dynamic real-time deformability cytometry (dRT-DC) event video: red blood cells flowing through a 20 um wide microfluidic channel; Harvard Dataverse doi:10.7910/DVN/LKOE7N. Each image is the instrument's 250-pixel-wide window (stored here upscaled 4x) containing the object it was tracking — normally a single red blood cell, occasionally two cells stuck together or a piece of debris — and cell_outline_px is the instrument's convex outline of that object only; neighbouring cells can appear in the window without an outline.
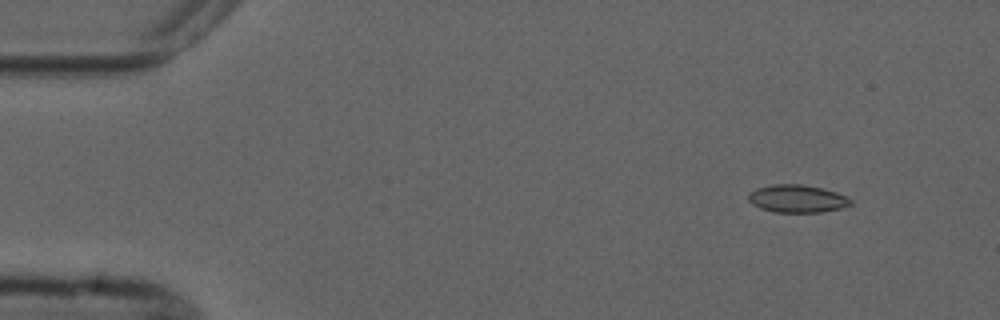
{"species": "common noctule bat (a hibernating species)", "species_latin": "Nyctalus noctula", "temperature_condition": "cold", "stored_images_in_passage": 4, "camera_frame_rate_fps": 3000, "um_per_image_px": 0.085, "animal": {"sex": "male", "forearm_length_mm": 52.5}, "frame": {"image": 1, "passage_image": 1, "time_ms": 0.0, "image_size_px": [1000, 320], "cell_outline_px": [[852, 204], [840, 208], [820, 212], [776, 212], [760, 208], [752, 204], [748, 200], [748, 192], [756, 188], [772, 184], [800, 184], [820, 188], [836, 192], [852, 200]], "centroid_in_image_um": [67.71, 16.88], "position_along_channel_um": 17.3, "area_um2": 16.42}}
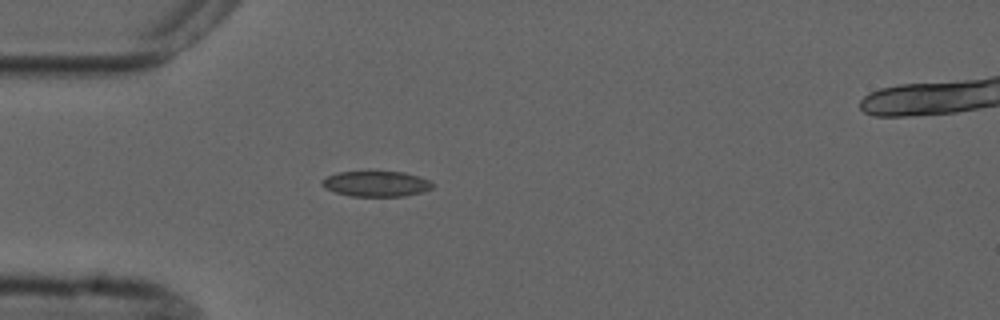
{"frame": {"image": 2, "passage_image": 4, "time_ms": 3.333, "image_size_px": [1000, 320], "cell_outline_px": [[436, 184], [432, 188], [420, 192], [404, 196], [352, 196], [336, 192], [324, 188], [320, 184], [320, 180], [336, 172], [404, 172], [420, 176]], "centroid_in_image_um": [31.97, 15.62], "position_along_channel_um": 53.0, "area_um2": 16.42}}